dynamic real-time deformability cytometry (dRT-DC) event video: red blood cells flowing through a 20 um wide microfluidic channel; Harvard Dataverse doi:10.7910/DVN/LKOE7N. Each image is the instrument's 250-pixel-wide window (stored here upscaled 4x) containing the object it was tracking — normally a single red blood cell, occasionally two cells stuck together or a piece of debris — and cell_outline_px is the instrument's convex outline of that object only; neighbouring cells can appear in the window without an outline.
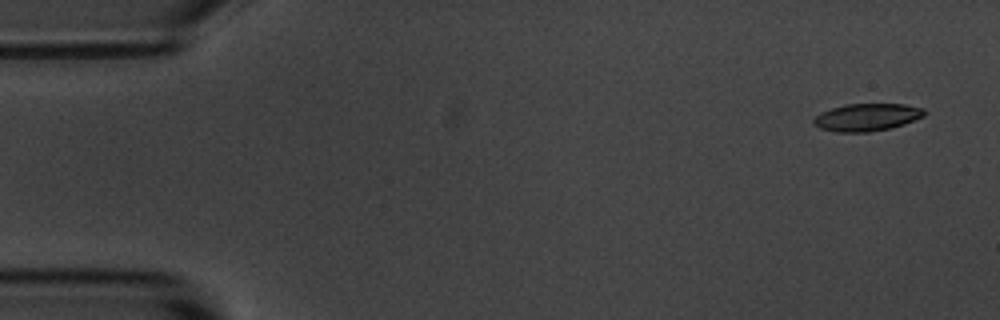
{"species": "common noctule bat (a hibernating species)", "species_latin": "Nyctalus noctula", "temperature_condition": "room temperature", "stored_images_in_passage": 4, "camera_frame_rate_fps": 3000, "um_per_image_px": 0.085, "animal": {"sex": "male", "body_mass_g": 20.1, "forearm_length_mm": 53.5}, "frame": {"image": 1, "passage_image": 1, "time_ms": 0.0, "image_size_px": [1000, 320], "cell_outline_px": [[928, 112], [924, 116], [904, 124], [892, 128], [868, 132], [836, 132], [820, 128], [812, 120], [820, 112], [844, 104], [904, 104], [924, 108]], "centroid_in_image_um": [73.72, 9.96], "position_along_channel_um": 11.3, "area_um2": 17.8}}
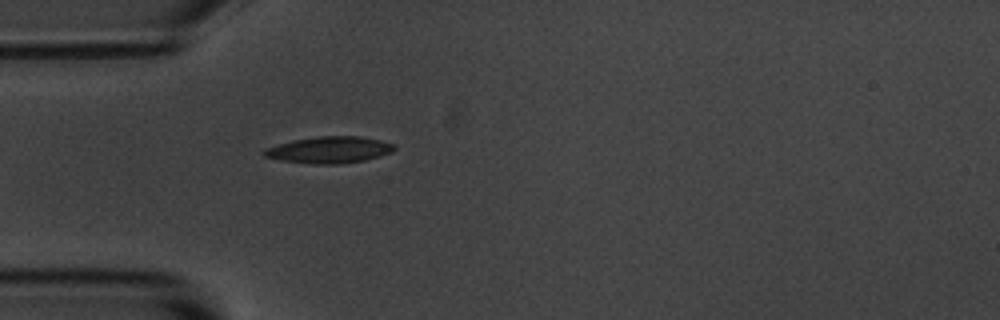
{"frame": {"image": 2, "passage_image": 4, "time_ms": 4.333, "image_size_px": [1000, 320], "cell_outline_px": [[396, 148], [392, 152], [380, 156], [364, 160], [336, 164], [316, 164], [280, 160], [264, 156], [260, 152], [264, 148], [292, 140], [320, 136], [360, 136], [380, 140], [396, 144]], "centroid_in_image_um": [27.98, 12.73], "position_along_channel_um": 57.0, "area_um2": 20.23}}